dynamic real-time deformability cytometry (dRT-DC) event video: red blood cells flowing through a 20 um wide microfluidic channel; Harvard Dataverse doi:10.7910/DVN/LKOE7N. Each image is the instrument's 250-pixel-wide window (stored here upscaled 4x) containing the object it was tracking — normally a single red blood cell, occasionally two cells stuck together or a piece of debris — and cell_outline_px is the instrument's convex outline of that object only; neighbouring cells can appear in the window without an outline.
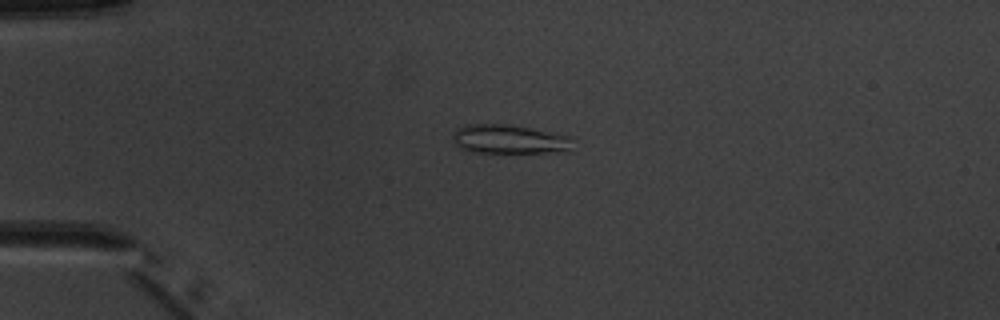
{"species": "common noctule bat (a hibernating species)", "species_latin": "Nyctalus noctula", "temperature_condition": "warm", "stored_images_in_passage": 2, "camera_frame_rate_fps": 3000, "um_per_image_px": 0.085, "animal": {"sex": "male", "body_mass_g": 20.1, "forearm_length_mm": 53.5}, "frame": {"image": 1, "passage_image": 1, "time_ms": 0.0, "image_size_px": [1000, 320], "cell_outline_px": [[572, 152], [472, 152], [460, 148], [456, 144], [452, 136], [456, 128], [468, 124], [508, 124], [572, 136]], "centroid_in_image_um": [43.32, 11.84], "position_along_channel_um": 41.7, "area_um2": 20.4}}